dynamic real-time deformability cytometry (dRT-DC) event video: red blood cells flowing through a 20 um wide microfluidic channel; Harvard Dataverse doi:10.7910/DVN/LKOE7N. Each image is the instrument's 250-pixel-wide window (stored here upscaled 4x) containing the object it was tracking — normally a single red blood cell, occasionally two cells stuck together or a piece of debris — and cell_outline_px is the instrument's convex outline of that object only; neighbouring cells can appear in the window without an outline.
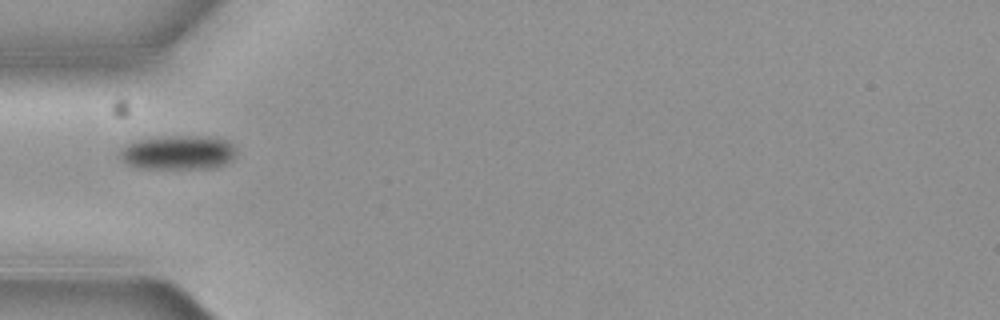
{"species": "common noctule bat (a hibernating species)", "species_latin": "Nyctalus noctula", "temperature_condition": "cold", "stored_images_in_passage": 2, "camera_frame_rate_fps": 3000, "um_per_image_px": 0.085, "animal": {"sex": "female", "body_mass_g": 19.3, "forearm_length_mm": 54.1}, "frame": {"image": 1, "passage_image": 1, "time_ms": 0.0, "image_size_px": [1000, 320], "cell_outline_px": [[236, 156], [212, 168], [140, 168], [128, 164], [120, 160], [116, 152], [120, 148], [136, 140], [168, 136], [216, 136], [228, 140], [232, 144], [236, 152]], "centroid_in_image_um": [15.09, 12.94], "position_along_channel_um": 69.9, "area_um2": 23.35}}
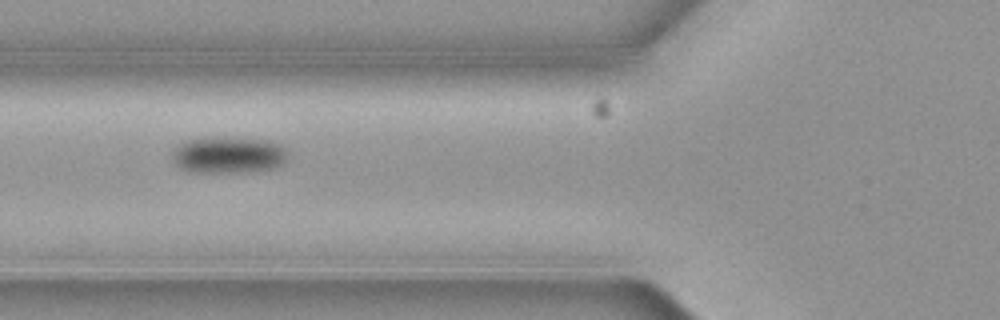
{"frame": {"image": 2, "passage_image": 2, "time_ms": 0.333, "image_size_px": [1000, 320], "cell_outline_px": [[284, 160], [280, 164], [272, 168], [248, 172], [192, 172], [180, 168], [172, 160], [172, 152], [176, 144], [188, 140], [268, 140], [280, 144], [284, 148]], "centroid_in_image_um": [19.34, 13.22], "position_along_channel_um": 106.5, "area_um2": 23.52}}